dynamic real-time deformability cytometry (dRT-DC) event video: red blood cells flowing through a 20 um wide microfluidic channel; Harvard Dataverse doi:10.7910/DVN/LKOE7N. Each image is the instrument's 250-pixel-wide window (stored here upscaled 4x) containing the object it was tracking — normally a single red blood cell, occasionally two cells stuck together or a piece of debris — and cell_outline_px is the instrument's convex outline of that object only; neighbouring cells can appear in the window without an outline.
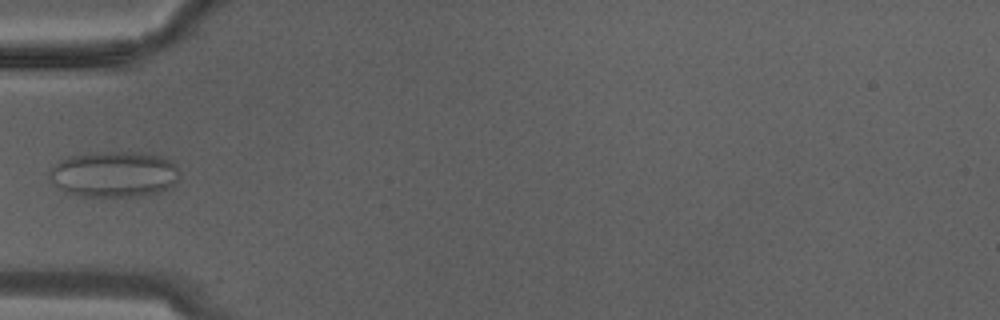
{"species": "Egyptian fruit bat (a non-hibernating species)", "species_latin": "Rousettus aegyptiacus", "temperature_condition": "warm", "stored_images_in_passage": 4, "camera_frame_rate_fps": 3000, "um_per_image_px": 0.085, "animal": {"sex": "male"}, "frame": {"image": 1, "passage_image": 3, "time_ms": 0.667, "image_size_px": [1000, 320], "cell_outline_px": [[180, 172], [176, 184], [160, 192], [140, 196], [84, 196], [68, 192], [52, 184], [48, 176], [48, 172], [60, 160], [68, 156], [108, 152], [136, 152], [160, 156], [168, 160]], "centroid_in_image_um": [9.69, 14.82], "position_along_channel_um": 75.3, "area_um2": 34.56}}